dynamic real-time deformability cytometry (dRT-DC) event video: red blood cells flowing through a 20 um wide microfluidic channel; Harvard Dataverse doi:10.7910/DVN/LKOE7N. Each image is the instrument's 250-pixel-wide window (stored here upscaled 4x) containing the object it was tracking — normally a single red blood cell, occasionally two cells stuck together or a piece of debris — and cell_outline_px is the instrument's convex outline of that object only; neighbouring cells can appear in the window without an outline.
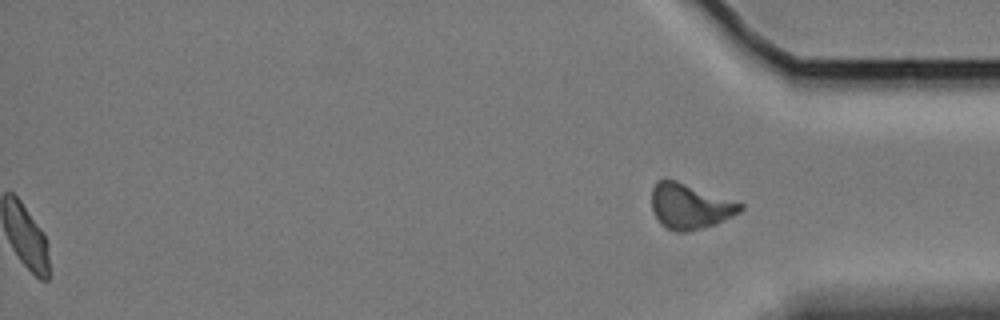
{"species": "Egyptian fruit bat (a non-hibernating species)", "species_latin": "Rousettus aegyptiacus", "temperature_condition": "cold", "stored_images_in_passage": 59, "segment_of_instrument_passage": [2, 2], "camera_frame_rate_fps": 3000, "um_per_image_px": 0.085, "animal": {"sex": "female"}, "frame": {"image": 1, "passage_image": 59, "time_ms": 19.333, "image_size_px": [1000, 320], "cell_outline_px": [[744, 208], [740, 212], [716, 224], [688, 232], [676, 232], [660, 224], [652, 208], [652, 188], [656, 180], [676, 180], [744, 204]], "centroid_in_image_um": [58.64, 17.54], "position_along_channel_um": 376.6, "area_um2": 23.29}}